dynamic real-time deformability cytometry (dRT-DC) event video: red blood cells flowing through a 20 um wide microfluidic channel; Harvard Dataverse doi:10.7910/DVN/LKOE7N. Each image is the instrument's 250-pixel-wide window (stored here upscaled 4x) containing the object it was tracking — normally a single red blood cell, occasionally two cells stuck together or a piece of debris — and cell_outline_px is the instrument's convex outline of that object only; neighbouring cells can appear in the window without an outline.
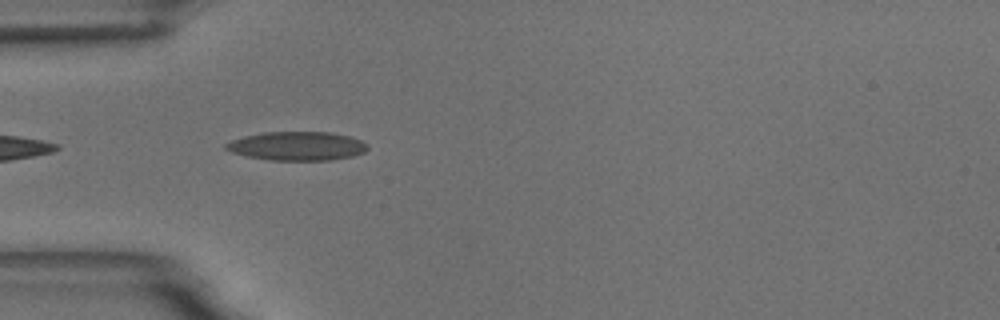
{"species": "common noctule bat (a hibernating species)", "species_latin": "Nyctalus noctula", "temperature_condition": "room temperature", "stored_images_in_passage": 6, "camera_frame_rate_fps": 3000, "um_per_image_px": 0.085, "animal": {"sex": "male", "body_mass_g": 18.8}, "frame": {"image": 1, "passage_image": 2, "time_ms": 0.333, "image_size_px": [1000, 320], "cell_outline_px": [[368, 148], [364, 152], [352, 156], [328, 160], [268, 160], [248, 156], [232, 152], [224, 148], [224, 144], [232, 140], [244, 136], [264, 132], [332, 132], [348, 136], [360, 140], [368, 144]], "centroid_in_image_um": [25.24, 12.41], "position_along_channel_um": 59.8, "area_um2": 23.7}}